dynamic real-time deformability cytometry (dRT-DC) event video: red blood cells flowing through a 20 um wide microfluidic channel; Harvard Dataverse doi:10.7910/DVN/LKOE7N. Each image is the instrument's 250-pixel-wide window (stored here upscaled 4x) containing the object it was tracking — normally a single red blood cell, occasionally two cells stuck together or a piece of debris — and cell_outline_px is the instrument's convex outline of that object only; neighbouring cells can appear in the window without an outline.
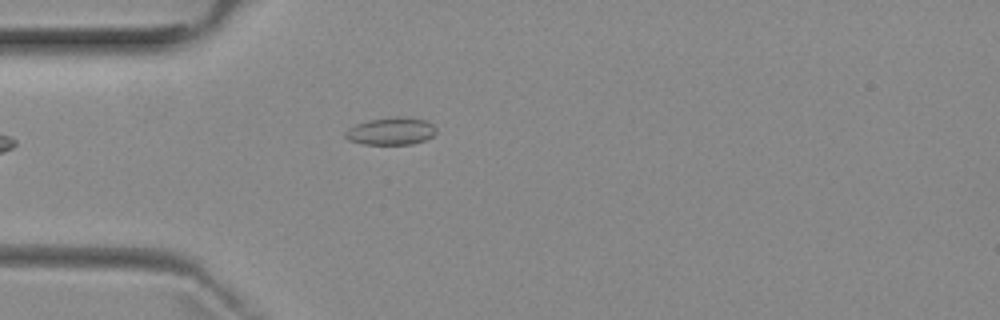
{"species": "common noctule bat (a hibernating species)", "species_latin": "Nyctalus noctula", "temperature_condition": "room temperature", "stored_images_in_passage": 2, "camera_frame_rate_fps": 3000, "um_per_image_px": 0.085, "animal": {"sex": "female", "body_mass_g": 29.2, "forearm_length_mm": 56.3}, "frame": {"image": 1, "passage_image": 2, "time_ms": 1.333, "image_size_px": [1000, 320], "cell_outline_px": [[436, 132], [432, 136], [424, 140], [412, 144], [364, 144], [348, 140], [344, 136], [344, 132], [348, 128], [356, 124], [372, 120], [396, 116], [404, 116], [424, 120], [432, 124], [436, 128]], "centroid_in_image_um": [33.23, 11.15], "position_along_channel_um": 51.8, "area_um2": 14.45}}